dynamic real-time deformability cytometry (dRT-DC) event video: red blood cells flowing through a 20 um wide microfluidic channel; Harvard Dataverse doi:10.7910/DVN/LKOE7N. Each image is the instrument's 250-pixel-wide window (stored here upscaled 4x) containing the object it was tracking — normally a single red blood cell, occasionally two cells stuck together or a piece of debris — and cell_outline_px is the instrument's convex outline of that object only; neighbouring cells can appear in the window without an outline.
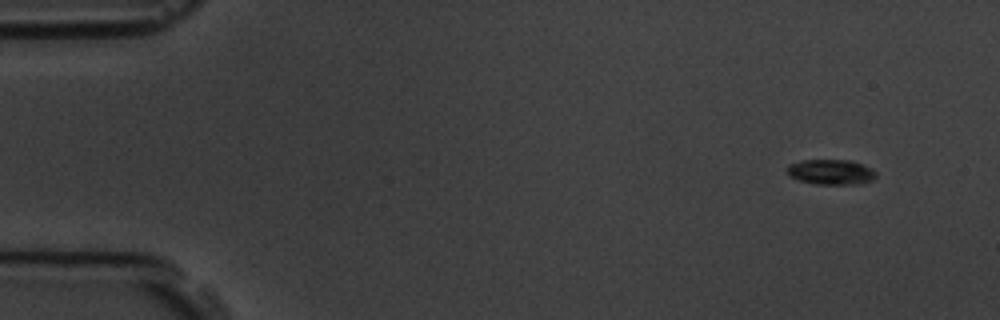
{"species": "common noctule bat (a hibernating species)", "species_latin": "Nyctalus noctula", "temperature_condition": "room temperature", "stored_images_in_passage": 7, "camera_frame_rate_fps": 3000, "um_per_image_px": 0.085, "animal": {"sex": "male", "body_mass_g": 19.5, "forearm_length_mm": 54.6}, "frame": {"image": 1, "passage_image": 1, "time_ms": 0.0, "image_size_px": [1000, 320], "cell_outline_px": [[876, 176], [872, 180], [856, 184], [812, 184], [788, 176], [784, 172], [788, 164], [800, 160], [852, 160], [872, 168], [876, 172]], "centroid_in_image_um": [70.57, 14.61], "position_along_channel_um": 14.4, "area_um2": 13.29}}
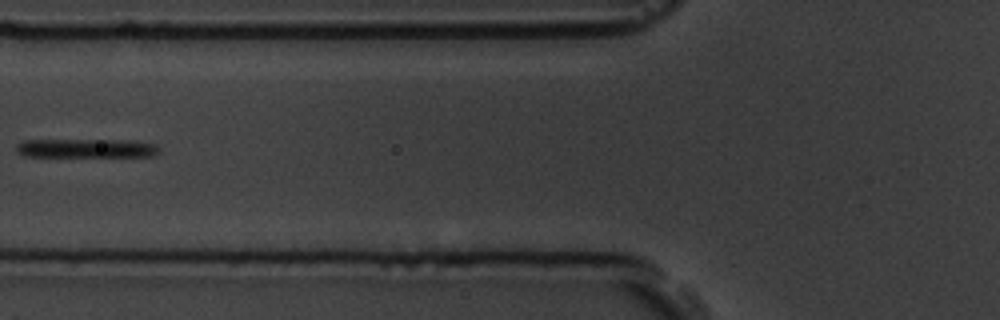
{"frame": {"image": 2, "passage_image": 6, "time_ms": 6.0, "image_size_px": [1000, 320], "cell_outline_px": [[160, 152], [156, 156], [24, 156], [16, 152], [16, 144], [24, 140], [128, 140], [156, 144], [160, 148]], "centroid_in_image_um": [7.35, 12.6], "position_along_channel_um": 118.4, "area_um2": 15.78}}
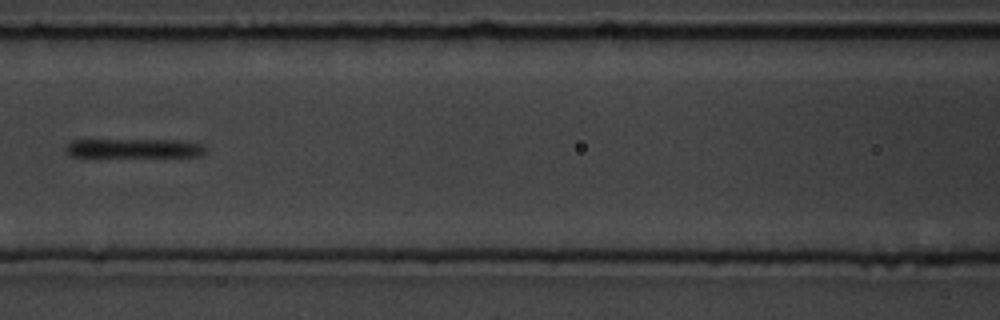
{"frame": {"image": 3, "passage_image": 7, "time_ms": 7.0, "image_size_px": [1000, 320], "cell_outline_px": [[204, 152], [200, 156], [72, 156], [64, 148], [64, 144], [72, 140], [184, 140], [200, 144], [204, 148]], "centroid_in_image_um": [11.35, 12.59], "position_along_channel_um": 155.2, "area_um2": 15.37}}